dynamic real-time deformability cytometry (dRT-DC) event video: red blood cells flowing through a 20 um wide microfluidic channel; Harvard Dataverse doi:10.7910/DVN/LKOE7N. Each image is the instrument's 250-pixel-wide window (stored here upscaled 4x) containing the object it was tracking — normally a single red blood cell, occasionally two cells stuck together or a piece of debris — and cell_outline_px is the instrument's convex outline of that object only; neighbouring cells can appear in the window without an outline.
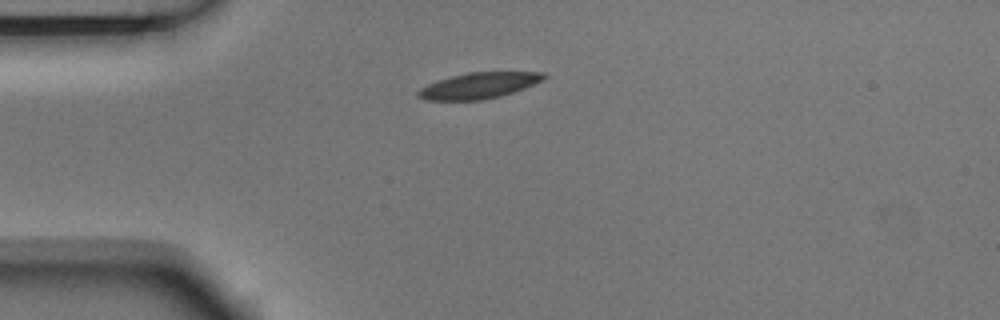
{"species": "Egyptian fruit bat (a non-hibernating species)", "species_latin": "Rousettus aegyptiacus", "temperature_condition": "room temperature", "stored_images_in_passage": 2, "camera_frame_rate_fps": 3000, "um_per_image_px": 0.085, "animal": {"sex": "male"}, "frame": {"image": 1, "passage_image": 1, "time_ms": 0.0, "image_size_px": [1000, 320], "cell_outline_px": [[548, 76], [524, 88], [500, 96], [480, 100], [424, 100], [416, 96], [416, 92], [420, 88], [436, 80], [468, 72], [544, 72]], "centroid_in_image_um": [40.63, 7.27], "position_along_channel_um": 44.4, "area_um2": 18.9}}